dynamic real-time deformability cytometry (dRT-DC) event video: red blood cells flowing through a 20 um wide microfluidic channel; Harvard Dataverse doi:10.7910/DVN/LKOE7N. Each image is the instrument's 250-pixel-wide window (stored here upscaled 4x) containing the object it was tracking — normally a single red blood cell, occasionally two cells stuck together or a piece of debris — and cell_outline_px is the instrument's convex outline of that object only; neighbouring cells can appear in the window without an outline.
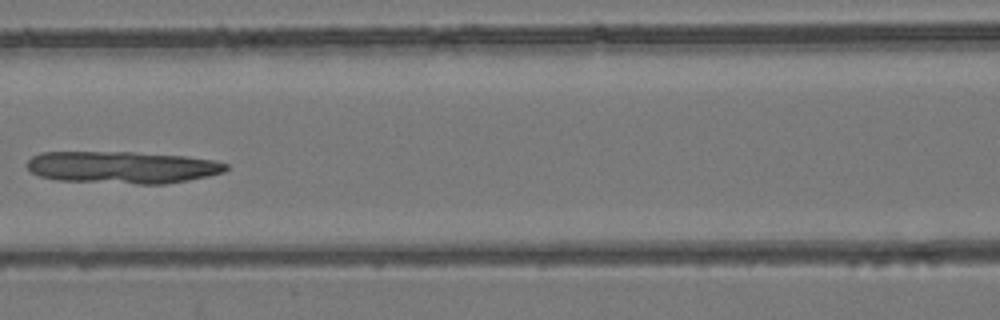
{"species": "common noctule bat (a hibernating species)", "species_latin": "Nyctalus noctula", "temperature_condition": "room temperature", "stored_images_in_passage": 8, "camera_frame_rate_fps": 3000, "um_per_image_px": 0.085, "animal": {"sex": "female", "body_mass_g": 24.6, "forearm_length_mm": 56.2}, "frame": {"image": 1, "passage_image": 6, "time_ms": 5.667, "image_size_px": [1000, 320], "cell_outline_px": [[228, 168], [224, 172], [208, 176], [188, 180], [164, 184], [136, 184], [56, 180], [40, 176], [32, 172], [28, 168], [28, 160], [32, 156], [40, 152], [132, 152], [184, 156], [212, 160], [228, 164]], "centroid_in_image_um": [10.39, 14.22], "position_along_channel_um": 156.2, "area_um2": 37.22}}
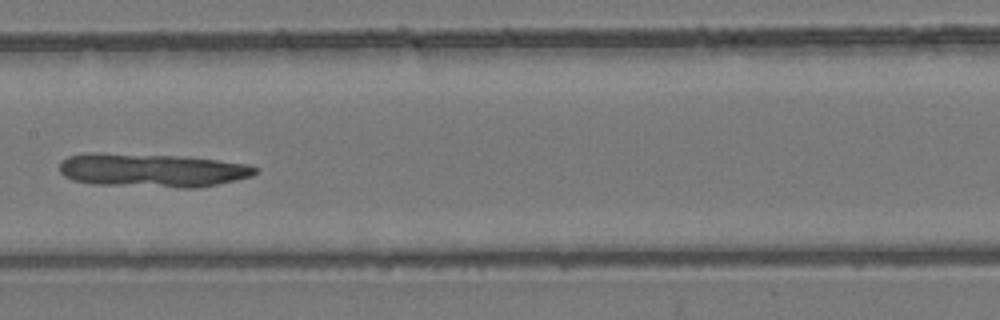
{"frame": {"image": 2, "passage_image": 7, "time_ms": 6.667, "image_size_px": [1000, 320], "cell_outline_px": [[260, 172], [252, 176], [236, 180], [196, 188], [180, 188], [96, 184], [72, 180], [64, 176], [60, 172], [60, 160], [68, 156], [84, 152], [100, 152], [184, 156], [248, 164], [256, 168]], "centroid_in_image_um": [12.89, 14.46], "position_along_channel_um": 194.5, "area_um2": 38.84}}
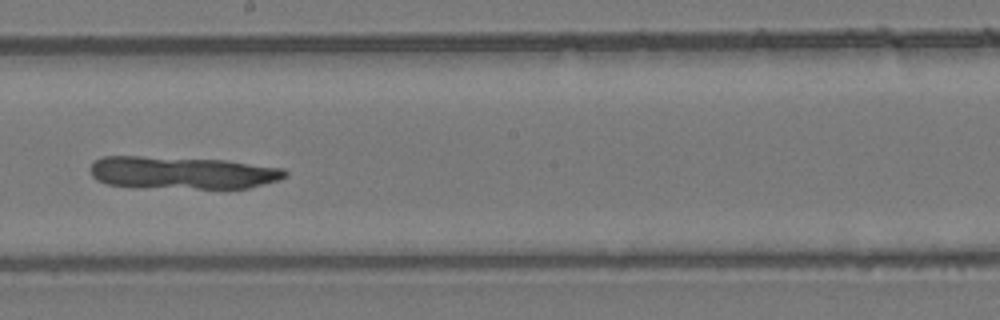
{"frame": {"image": 3, "passage_image": 8, "time_ms": 7.667, "image_size_px": [1000, 320], "cell_outline_px": [[288, 176], [280, 180], [248, 188], [132, 188], [108, 184], [96, 180], [92, 176], [92, 164], [96, 160], [104, 156], [140, 156], [224, 160], [284, 168], [288, 172]], "centroid_in_image_um": [15.5, 14.69], "position_along_channel_um": 232.7, "area_um2": 37.28}}